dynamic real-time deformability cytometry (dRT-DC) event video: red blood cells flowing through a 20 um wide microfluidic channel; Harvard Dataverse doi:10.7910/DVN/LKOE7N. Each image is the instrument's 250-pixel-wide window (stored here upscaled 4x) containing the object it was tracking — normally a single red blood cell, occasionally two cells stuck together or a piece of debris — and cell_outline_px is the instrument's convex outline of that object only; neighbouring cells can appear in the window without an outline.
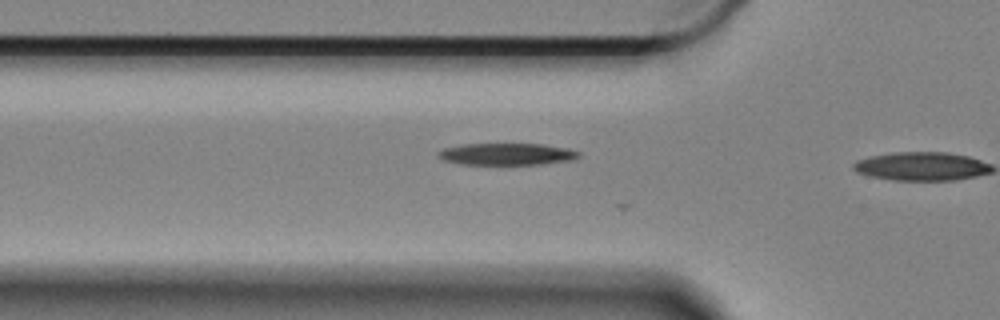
{"species": "Egyptian fruit bat (a non-hibernating species)", "species_latin": "Rousettus aegyptiacus", "temperature_condition": "cold", "stored_images_in_passage": 10, "camera_frame_rate_fps": 3000, "um_per_image_px": 0.085, "animal": {"sex": "female"}, "frame": {"image": 1, "passage_image": 7, "time_ms": 2.0, "image_size_px": [1000, 320], "cell_outline_px": [[580, 156], [568, 160], [540, 164], [464, 164], [444, 160], [436, 156], [436, 152], [444, 148], [460, 144], [544, 144], [568, 148], [580, 152]], "centroid_in_image_um": [43.04, 13.09], "position_along_channel_um": 82.8, "area_um2": 17.8}}